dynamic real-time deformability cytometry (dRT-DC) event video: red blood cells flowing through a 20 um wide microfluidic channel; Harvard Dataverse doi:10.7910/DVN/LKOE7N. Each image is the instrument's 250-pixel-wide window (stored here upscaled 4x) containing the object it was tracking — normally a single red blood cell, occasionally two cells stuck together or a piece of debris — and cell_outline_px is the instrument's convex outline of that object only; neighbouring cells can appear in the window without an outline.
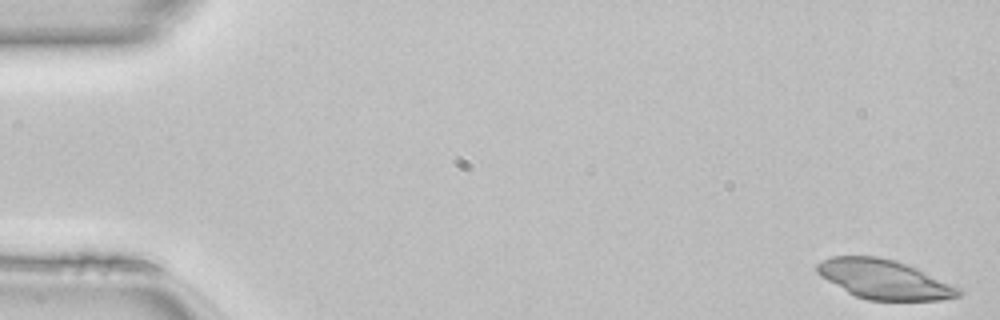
{"species": "common noctule bat (a hibernating species)", "species_latin": "Nyctalus noctula", "temperature_condition": "room temperature", "stored_images_in_passage": 49, "camera_frame_rate_fps": 3000, "um_per_image_px": 0.085, "animal": {"sex": "female", "body_mass_g": 22.7, "forearm_length_mm": 54.2}, "frame": {"image": 1, "passage_image": 1, "time_ms": 0.0, "image_size_px": [1000, 320], "cell_outline_px": [[964, 292], [960, 296], [940, 300], [868, 300], [856, 296], [848, 292], [820, 276], [816, 272], [816, 264], [820, 260], [832, 256], [880, 256], [896, 260], [916, 268], [960, 288]], "centroid_in_image_um": [75.14, 23.73], "position_along_channel_um": 9.9, "area_um2": 32.37}}